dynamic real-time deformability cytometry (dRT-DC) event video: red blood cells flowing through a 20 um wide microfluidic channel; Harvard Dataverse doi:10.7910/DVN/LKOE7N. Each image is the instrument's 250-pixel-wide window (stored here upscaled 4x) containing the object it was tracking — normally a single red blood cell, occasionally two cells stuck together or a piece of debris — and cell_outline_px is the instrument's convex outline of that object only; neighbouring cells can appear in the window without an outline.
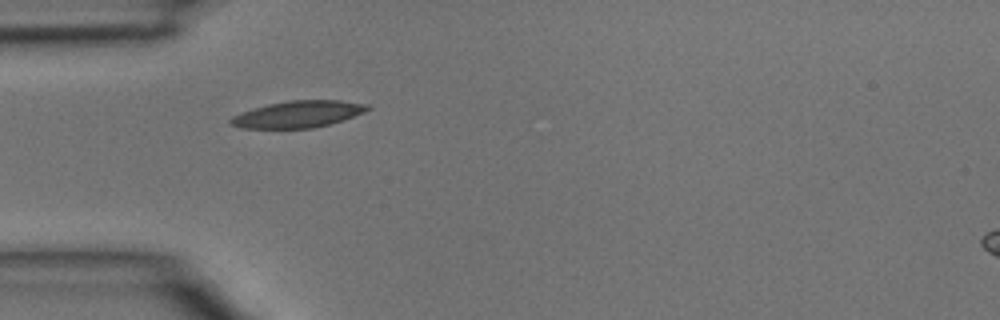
{"species": "common noctule bat (a hibernating species)", "species_latin": "Nyctalus noctula", "temperature_condition": "room temperature", "stored_images_in_passage": 2, "camera_frame_rate_fps": 3000, "um_per_image_px": 0.085, "animal": {"sex": "male", "body_mass_g": 15.6}, "frame": {"image": 1, "passage_image": 1, "time_ms": 0.0, "image_size_px": [1000, 320], "cell_outline_px": [[372, 108], [364, 112], [344, 120], [312, 128], [244, 128], [232, 124], [228, 120], [232, 116], [268, 104], [288, 100], [340, 100], [368, 104]], "centroid_in_image_um": [25.39, 9.7], "position_along_channel_um": 59.6, "area_um2": 21.1}}
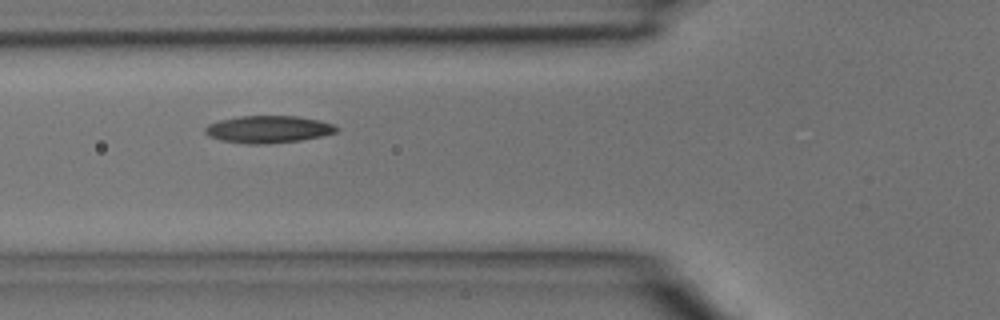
{"frame": {"image": 2, "passage_image": 2, "time_ms": 0.333, "image_size_px": [1000, 320], "cell_outline_px": [[340, 128], [336, 132], [320, 136], [300, 140], [264, 144], [248, 144], [220, 140], [208, 136], [204, 132], [204, 128], [208, 124], [220, 120], [240, 116], [296, 116], [320, 120], [332, 124]], "centroid_in_image_um": [22.78, 10.99], "position_along_channel_um": 103.0, "area_um2": 20.81}}